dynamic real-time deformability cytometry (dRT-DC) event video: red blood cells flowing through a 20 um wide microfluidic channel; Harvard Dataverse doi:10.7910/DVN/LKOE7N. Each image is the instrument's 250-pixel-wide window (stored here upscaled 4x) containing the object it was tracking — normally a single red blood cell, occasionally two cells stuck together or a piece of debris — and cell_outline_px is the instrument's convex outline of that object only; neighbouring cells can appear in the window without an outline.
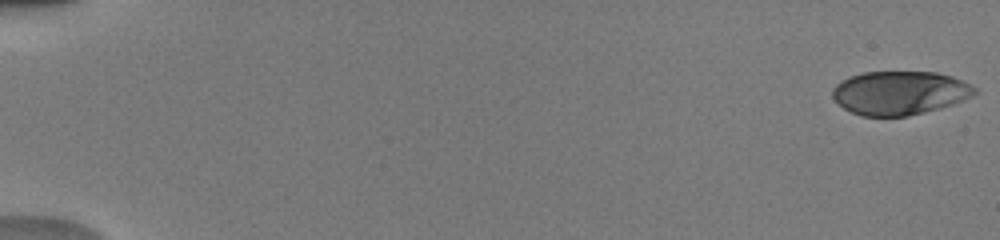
{"species": "human", "species_latin": "Homo sapiens", "temperature_condition": "warm", "stored_images_in_passage": 52, "camera_frame_rate_fps": 3000, "um_per_image_px": 0.085, "donor": {"sex": "male"}, "frame": {"image": 1, "passage_image": 1, "time_ms": 0.0, "image_size_px": [1000, 240], "cell_outline_px": [[976, 92], [972, 96], [964, 100], [940, 108], [908, 116], [860, 116], [844, 108], [832, 96], [832, 88], [836, 84], [852, 76], [864, 72], [936, 72], [952, 76], [976, 88]], "centroid_in_image_um": [76.47, 7.9], "position_along_channel_um": 8.5, "area_um2": 35.95}}
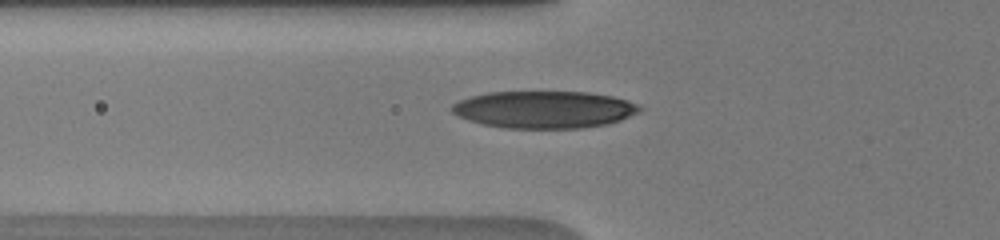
{"frame": {"image": 2, "passage_image": 20, "time_ms": 6.333, "image_size_px": [1000, 240], "cell_outline_px": [[644, 108], [640, 112], [620, 120], [608, 124], [584, 128], [504, 128], [484, 124], [468, 120], [456, 116], [452, 112], [452, 104], [460, 100], [472, 96], [488, 92], [588, 92], [612, 96], [628, 100], [640, 104]], "centroid_in_image_um": [46.3, 9.31], "position_along_channel_um": 79.5, "area_um2": 40.92}}
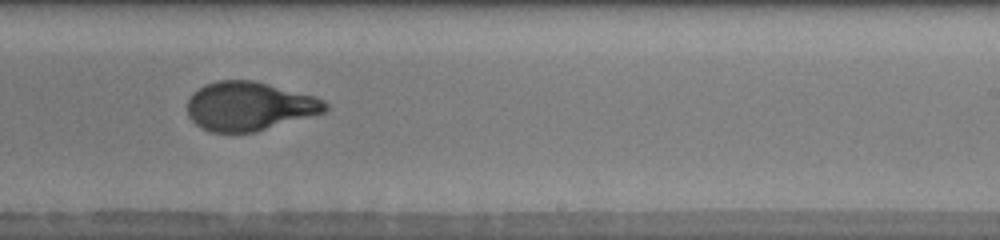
{"frame": {"image": 3, "passage_image": 34, "time_ms": 11.0, "image_size_px": [1000, 240], "cell_outline_px": [[328, 108], [324, 112], [256, 132], [212, 132], [200, 128], [188, 116], [188, 100], [192, 92], [204, 84], [220, 80], [252, 80], [316, 96], [324, 100], [328, 104]], "centroid_in_image_um": [21.17, 9.02], "position_along_channel_um": 267.8, "area_um2": 39.25}, "authors_computed_cell_mechanics": {"area_um2": 39.1884, "velocity_mm_per_s": 4.0224, "shape_relaxation_time_tau1_ms": 3.9492, "shape_relaxation_time_tau2_ms": 0.7236, "deformation_change_tau1": 0.2156, "deformation_change_tau2": 0.0646}}